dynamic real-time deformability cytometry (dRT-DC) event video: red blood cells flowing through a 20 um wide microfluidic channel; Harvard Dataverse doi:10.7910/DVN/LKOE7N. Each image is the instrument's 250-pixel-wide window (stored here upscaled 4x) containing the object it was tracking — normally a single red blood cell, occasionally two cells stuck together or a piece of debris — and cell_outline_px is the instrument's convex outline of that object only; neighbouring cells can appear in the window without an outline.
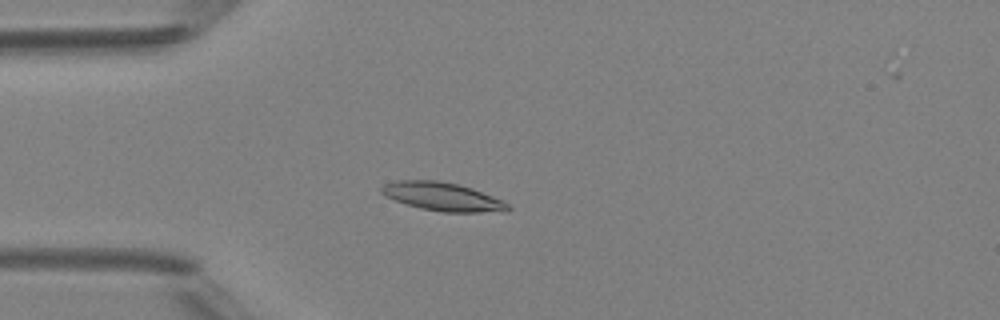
{"species": "Egyptian fruit bat (a non-hibernating species)", "species_latin": "Rousettus aegyptiacus", "temperature_condition": "room temperature", "stored_images_in_passage": 38, "camera_frame_rate_fps": 3000, "um_per_image_px": 0.085, "animal": {"sex": "female"}, "frame": {"image": 1, "passage_image": 1, "time_ms": 0.0, "image_size_px": [1000, 320], "cell_outline_px": [[512, 208], [504, 212], [444, 212], [420, 208], [384, 196], [380, 192], [380, 188], [384, 184], [396, 180], [440, 180], [460, 184], [472, 188], [504, 200]], "centroid_in_image_um": [37.65, 16.71], "position_along_channel_um": 47.4, "area_um2": 21.15}}
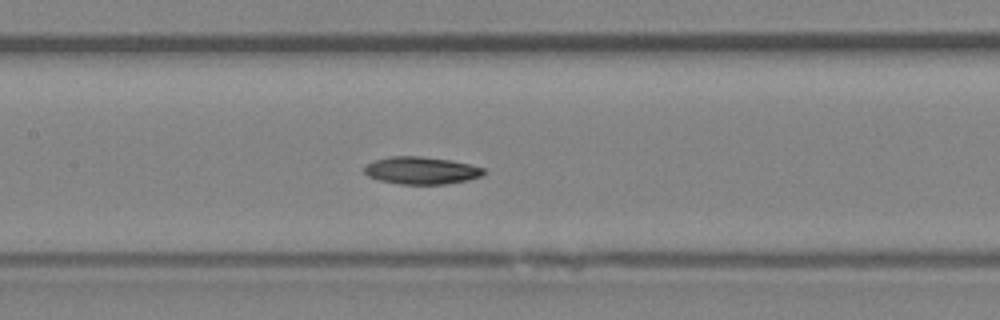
{"frame": {"image": 2, "passage_image": 11, "time_ms": 3.333, "image_size_px": [1000, 320], "cell_outline_px": [[484, 176], [468, 180], [444, 184], [400, 184], [380, 180], [368, 176], [364, 172], [364, 168], [368, 164], [376, 160], [392, 156], [420, 156], [448, 160], [468, 164], [484, 168]], "centroid_in_image_um": [35.83, 14.5], "position_along_channel_um": 171.6, "area_um2": 18.84}}
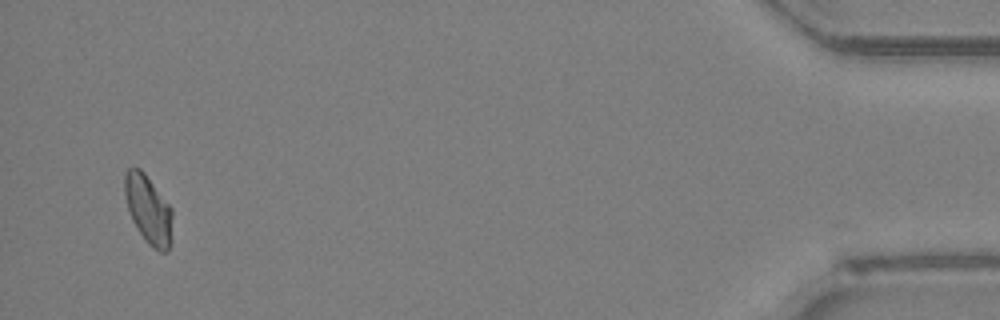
{"frame": {"image": 3, "passage_image": 35, "time_ms": 11.333, "image_size_px": [1000, 320], "cell_outline_px": [[172, 240], [168, 252], [160, 252], [152, 248], [148, 244], [132, 220], [128, 208], [124, 192], [124, 172], [128, 168], [140, 168], [144, 172], [172, 208]], "centroid_in_image_um": [12.63, 17.82], "position_along_channel_um": 422.6, "area_um2": 19.19}}